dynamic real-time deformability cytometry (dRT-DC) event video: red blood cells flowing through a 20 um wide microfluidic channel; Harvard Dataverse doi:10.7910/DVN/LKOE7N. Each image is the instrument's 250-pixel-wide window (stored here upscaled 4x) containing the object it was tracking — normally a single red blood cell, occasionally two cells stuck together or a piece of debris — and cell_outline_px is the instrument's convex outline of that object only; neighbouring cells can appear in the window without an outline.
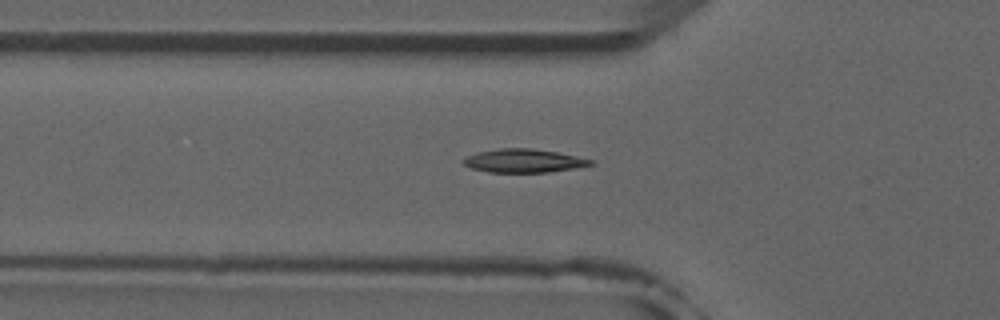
{"species": "common noctule bat (a hibernating species)", "species_latin": "Nyctalus noctula", "temperature_condition": "room temperature", "stored_images_in_passage": 47, "camera_frame_rate_fps": 3000, "um_per_image_px": 0.085, "animal": {"sex": "male", "forearm_length_mm": 52.5}, "frame": {"image": 1, "passage_image": 12, "time_ms": 3.667, "image_size_px": [1000, 320], "cell_outline_px": [[596, 164], [576, 168], [548, 172], [488, 172], [472, 168], [464, 164], [464, 156], [480, 152], [500, 148], [532, 148], [556, 152], [576, 156], [592, 160]], "centroid_in_image_um": [44.54, 13.66], "position_along_channel_um": 81.3, "area_um2": 17.28}}
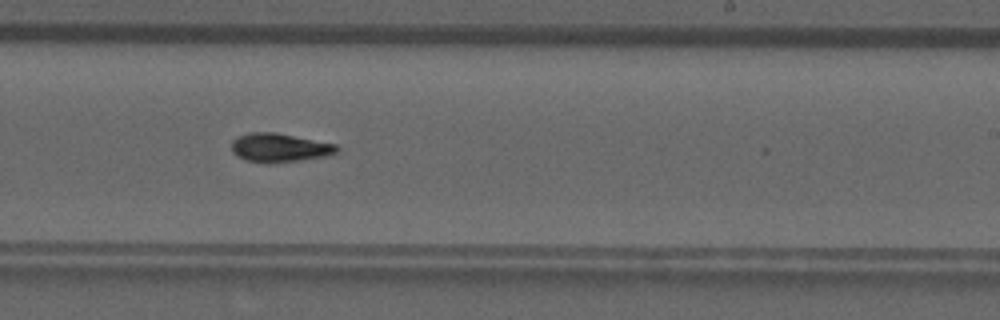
{"frame": {"image": 2, "passage_image": 26, "time_ms": 8.333, "image_size_px": [1000, 320], "cell_outline_px": [[340, 148], [336, 152], [328, 156], [300, 160], [268, 164], [244, 160], [236, 156], [232, 152], [232, 140], [236, 136], [248, 132], [276, 132], [336, 144]], "centroid_in_image_um": [23.72, 12.55], "position_along_channel_um": 265.3, "area_um2": 17.98}}
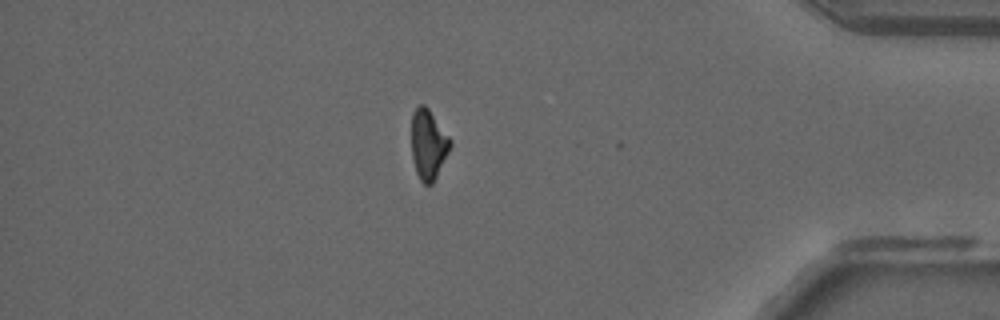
{"frame": {"image": 3, "passage_image": 39, "time_ms": 12.667, "image_size_px": [1000, 320], "cell_outline_px": [[452, 144], [432, 184], [424, 184], [420, 180], [416, 172], [412, 156], [412, 112], [420, 104], [424, 104], [428, 108], [452, 140]], "centroid_in_image_um": [36.4, 12.26], "position_along_channel_um": 398.8, "area_um2": 15.61}, "authors_computed_cell_mechanics": {"area_um2": 17.1088, "velocity_mm_per_s": 3.9456, "shape_relaxation_time_tau1_ms": 7.7383, "shape_relaxation_time_tau2_ms": 3.3169, "deformation_change_tau1": 0.1888, "deformation_change_tau2": 0.0683}}